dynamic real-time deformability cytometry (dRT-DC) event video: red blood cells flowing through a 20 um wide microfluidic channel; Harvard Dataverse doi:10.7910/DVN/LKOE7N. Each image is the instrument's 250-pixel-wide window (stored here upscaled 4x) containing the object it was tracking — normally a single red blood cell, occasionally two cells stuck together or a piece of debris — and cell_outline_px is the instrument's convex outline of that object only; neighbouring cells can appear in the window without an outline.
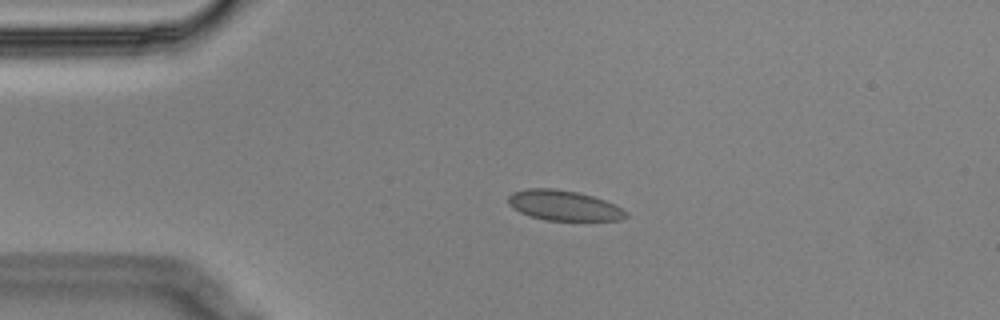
{"species": "Egyptian fruit bat (a non-hibernating species)", "species_latin": "Rousettus aegyptiacus", "temperature_condition": "cold", "stored_images_in_passage": 5, "camera_frame_rate_fps": 3000, "um_per_image_px": 0.085, "animal": {"sex": "male"}, "frame": {"image": 1, "passage_image": 3, "time_ms": 0.667, "image_size_px": [1000, 320], "cell_outline_px": [[628, 216], [620, 220], [544, 220], [528, 216], [512, 208], [508, 204], [508, 196], [512, 192], [528, 188], [552, 188], [576, 192], [592, 196], [616, 204], [628, 212]], "centroid_in_image_um": [47.91, 17.47], "position_along_channel_um": 37.1, "area_um2": 20.81}}
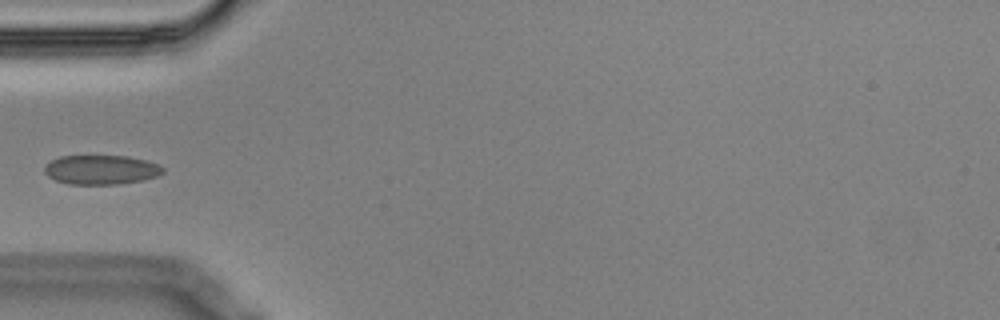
{"frame": {"image": 2, "passage_image": 5, "time_ms": 1.333, "image_size_px": [1000, 320], "cell_outline_px": [[164, 172], [156, 176], [144, 180], [116, 184], [68, 184], [56, 180], [48, 176], [44, 172], [44, 164], [60, 156], [128, 156], [148, 160], [164, 168]], "centroid_in_image_um": [8.58, 14.42], "position_along_channel_um": 76.4, "area_um2": 20.29}}